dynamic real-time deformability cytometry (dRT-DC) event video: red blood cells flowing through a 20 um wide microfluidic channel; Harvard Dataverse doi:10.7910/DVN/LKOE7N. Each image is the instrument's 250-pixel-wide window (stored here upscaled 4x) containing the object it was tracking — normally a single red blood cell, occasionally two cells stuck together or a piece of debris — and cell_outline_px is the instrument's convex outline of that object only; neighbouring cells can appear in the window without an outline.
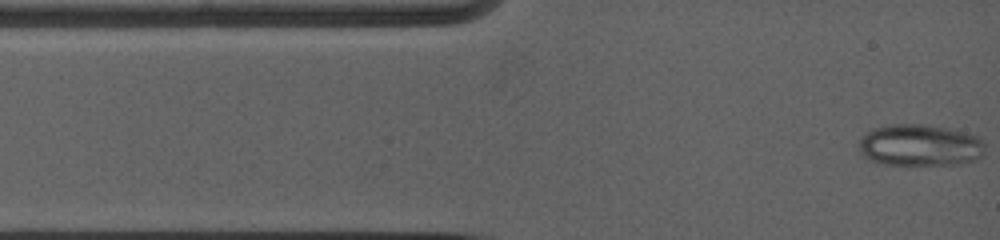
{"species": "common noctule bat (a hibernating species)", "species_latin": "Nyctalus noctula", "temperature_condition": "warm", "stored_images_in_passage": 44, "camera_frame_rate_fps": 5000, "um_per_image_px": 0.085, "animal": {"sex": "female", "body_mass_g": 19.0, "forearm_length_mm": 53.3}, "frame": {"image": 1, "passage_image": 1, "time_ms": 0.0, "image_size_px": [1000, 240], "cell_outline_px": [[984, 144], [980, 156], [976, 160], [960, 164], [880, 164], [868, 160], [860, 156], [860, 140], [868, 132], [876, 128], [892, 124], [928, 124], [952, 128], [976, 136]], "centroid_in_image_um": [78.17, 12.34], "position_along_channel_um": 6.8, "area_um2": 30.58}}
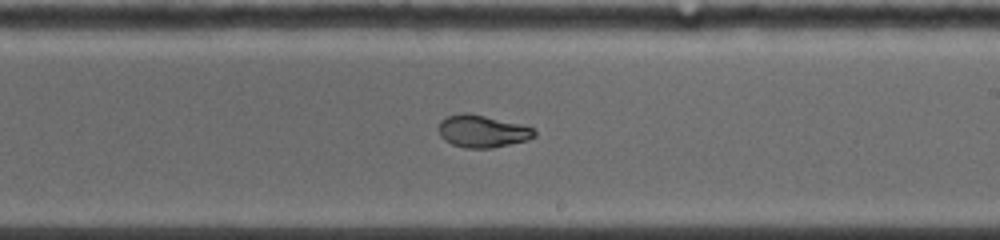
{"frame": {"image": 2, "passage_image": 23, "time_ms": 7.4, "image_size_px": [1000, 240], "cell_outline_px": [[536, 136], [528, 140], [492, 148], [464, 148], [452, 144], [444, 140], [440, 136], [440, 120], [448, 116], [464, 112], [468, 112], [524, 124], [532, 128], [536, 132]], "centroid_in_image_um": [41.03, 11.15], "position_along_channel_um": 248.0, "area_um2": 18.21}}
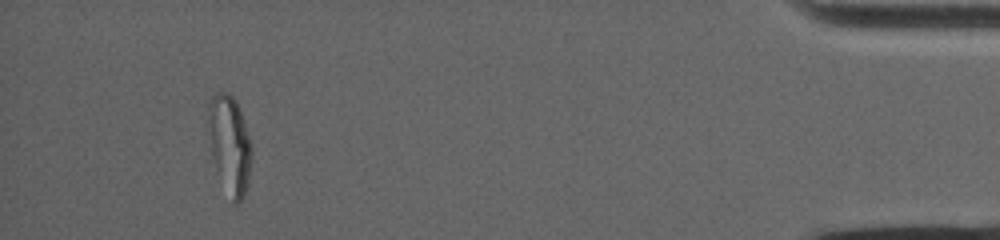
{"frame": {"image": 3, "passage_image": 44, "time_ms": 14.0, "image_size_px": [1000, 240], "cell_outline_px": [[252, 156], [248, 180], [244, 192], [240, 200], [236, 204], [232, 204], [216, 168], [212, 156], [208, 120], [208, 104], [212, 96], [216, 92], [228, 92], [236, 100], [252, 144]], "centroid_in_image_um": [19.53, 12.25], "position_along_channel_um": 415.7, "area_um2": 24.57}, "authors_computed_cell_mechanics": {"area_um2": 20.3745, "velocity_mm_per_s": 3.8998, "shape_relaxation_time_tau1_ms": null, "shape_relaxation_time_tau2_ms": 0.9813, "deformation_change_tau1": null, "deformation_change_tau2": 0.0434}}